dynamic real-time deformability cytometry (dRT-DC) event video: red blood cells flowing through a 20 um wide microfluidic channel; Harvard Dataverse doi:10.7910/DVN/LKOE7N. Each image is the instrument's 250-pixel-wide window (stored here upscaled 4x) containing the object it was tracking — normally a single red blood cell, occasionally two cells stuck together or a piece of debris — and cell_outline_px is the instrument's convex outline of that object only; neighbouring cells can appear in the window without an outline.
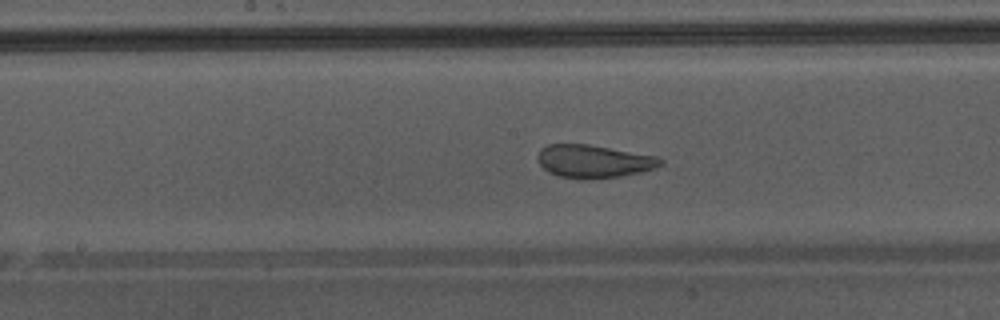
{"species": "Egyptian fruit bat (a non-hibernating species)", "species_latin": "Rousettus aegyptiacus", "temperature_condition": "warm", "stored_images_in_passage": 39, "camera_frame_rate_fps": 3000, "um_per_image_px": 0.085, "animal": {"sex": "male"}, "frame": {"image": 1, "passage_image": 17, "time_ms": 5.333, "image_size_px": [1000, 320], "cell_outline_px": [[664, 164], [640, 172], [616, 176], [560, 176], [548, 172], [540, 164], [536, 156], [540, 148], [548, 144], [588, 144], [656, 156], [664, 160]], "centroid_in_image_um": [50.44, 13.65], "position_along_channel_um": 197.8, "area_um2": 22.66}, "authors_computed_cell_mechanics": {"area_um2": 26.588, "velocity_mm_per_s": 4.3276, "shape_relaxation_time_tau1_ms": null, "shape_relaxation_time_tau2_ms": 1.0546, "deformation_change_tau1": null, "deformation_change_tau2": 0.0855}}